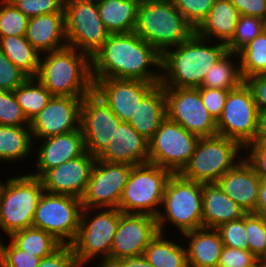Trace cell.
<instances>
[{"label": "cell", "instance_id": "58", "mask_svg": "<svg viewBox=\"0 0 266 267\" xmlns=\"http://www.w3.org/2000/svg\"><path fill=\"white\" fill-rule=\"evenodd\" d=\"M74 267H84V264L77 263ZM97 267H101V266H97Z\"/></svg>", "mask_w": 266, "mask_h": 267}, {"label": "cell", "instance_id": "12", "mask_svg": "<svg viewBox=\"0 0 266 267\" xmlns=\"http://www.w3.org/2000/svg\"><path fill=\"white\" fill-rule=\"evenodd\" d=\"M258 115L259 110L251 90L243 82L229 91L222 114L217 120V134L235 140L245 148L255 137Z\"/></svg>", "mask_w": 266, "mask_h": 267}, {"label": "cell", "instance_id": "10", "mask_svg": "<svg viewBox=\"0 0 266 267\" xmlns=\"http://www.w3.org/2000/svg\"><path fill=\"white\" fill-rule=\"evenodd\" d=\"M82 209L77 197L44 191L32 227L52 234L62 244H71L78 233Z\"/></svg>", "mask_w": 266, "mask_h": 267}, {"label": "cell", "instance_id": "55", "mask_svg": "<svg viewBox=\"0 0 266 267\" xmlns=\"http://www.w3.org/2000/svg\"><path fill=\"white\" fill-rule=\"evenodd\" d=\"M244 267H265V266H264V261L262 259L257 258L253 263Z\"/></svg>", "mask_w": 266, "mask_h": 267}, {"label": "cell", "instance_id": "15", "mask_svg": "<svg viewBox=\"0 0 266 267\" xmlns=\"http://www.w3.org/2000/svg\"><path fill=\"white\" fill-rule=\"evenodd\" d=\"M133 165L95 161L86 190L83 208H118Z\"/></svg>", "mask_w": 266, "mask_h": 267}, {"label": "cell", "instance_id": "5", "mask_svg": "<svg viewBox=\"0 0 266 267\" xmlns=\"http://www.w3.org/2000/svg\"><path fill=\"white\" fill-rule=\"evenodd\" d=\"M161 208L156 217L159 233L165 234L168 223L174 225L180 235L201 228L202 183L172 173L165 186Z\"/></svg>", "mask_w": 266, "mask_h": 267}, {"label": "cell", "instance_id": "51", "mask_svg": "<svg viewBox=\"0 0 266 267\" xmlns=\"http://www.w3.org/2000/svg\"><path fill=\"white\" fill-rule=\"evenodd\" d=\"M240 15L263 17L266 10V0H230Z\"/></svg>", "mask_w": 266, "mask_h": 267}, {"label": "cell", "instance_id": "44", "mask_svg": "<svg viewBox=\"0 0 266 267\" xmlns=\"http://www.w3.org/2000/svg\"><path fill=\"white\" fill-rule=\"evenodd\" d=\"M28 18L64 12V0H9Z\"/></svg>", "mask_w": 266, "mask_h": 267}, {"label": "cell", "instance_id": "36", "mask_svg": "<svg viewBox=\"0 0 266 267\" xmlns=\"http://www.w3.org/2000/svg\"><path fill=\"white\" fill-rule=\"evenodd\" d=\"M243 79L266 73V30L238 52Z\"/></svg>", "mask_w": 266, "mask_h": 267}, {"label": "cell", "instance_id": "1", "mask_svg": "<svg viewBox=\"0 0 266 267\" xmlns=\"http://www.w3.org/2000/svg\"><path fill=\"white\" fill-rule=\"evenodd\" d=\"M161 62L162 55L135 32L110 34L91 56L92 79L93 82L116 78L160 84Z\"/></svg>", "mask_w": 266, "mask_h": 267}, {"label": "cell", "instance_id": "56", "mask_svg": "<svg viewBox=\"0 0 266 267\" xmlns=\"http://www.w3.org/2000/svg\"><path fill=\"white\" fill-rule=\"evenodd\" d=\"M83 1L91 2V3H93V4L98 5V4L102 3V2L105 1V0H83Z\"/></svg>", "mask_w": 266, "mask_h": 267}, {"label": "cell", "instance_id": "33", "mask_svg": "<svg viewBox=\"0 0 266 267\" xmlns=\"http://www.w3.org/2000/svg\"><path fill=\"white\" fill-rule=\"evenodd\" d=\"M0 48L28 77L37 76L40 53L29 43L25 35L0 37Z\"/></svg>", "mask_w": 266, "mask_h": 267}, {"label": "cell", "instance_id": "41", "mask_svg": "<svg viewBox=\"0 0 266 267\" xmlns=\"http://www.w3.org/2000/svg\"><path fill=\"white\" fill-rule=\"evenodd\" d=\"M0 125L29 126L13 91L0 90Z\"/></svg>", "mask_w": 266, "mask_h": 267}, {"label": "cell", "instance_id": "39", "mask_svg": "<svg viewBox=\"0 0 266 267\" xmlns=\"http://www.w3.org/2000/svg\"><path fill=\"white\" fill-rule=\"evenodd\" d=\"M263 30L261 18L240 15L233 38L226 44L227 51L238 53Z\"/></svg>", "mask_w": 266, "mask_h": 267}, {"label": "cell", "instance_id": "34", "mask_svg": "<svg viewBox=\"0 0 266 267\" xmlns=\"http://www.w3.org/2000/svg\"><path fill=\"white\" fill-rule=\"evenodd\" d=\"M7 238L19 249L40 258L52 254L62 245L52 234L35 227L15 231Z\"/></svg>", "mask_w": 266, "mask_h": 267}, {"label": "cell", "instance_id": "38", "mask_svg": "<svg viewBox=\"0 0 266 267\" xmlns=\"http://www.w3.org/2000/svg\"><path fill=\"white\" fill-rule=\"evenodd\" d=\"M29 18L9 0H0V37L26 35Z\"/></svg>", "mask_w": 266, "mask_h": 267}, {"label": "cell", "instance_id": "26", "mask_svg": "<svg viewBox=\"0 0 266 267\" xmlns=\"http://www.w3.org/2000/svg\"><path fill=\"white\" fill-rule=\"evenodd\" d=\"M188 267H217L224 244L216 228L201 227L182 234Z\"/></svg>", "mask_w": 266, "mask_h": 267}, {"label": "cell", "instance_id": "4", "mask_svg": "<svg viewBox=\"0 0 266 267\" xmlns=\"http://www.w3.org/2000/svg\"><path fill=\"white\" fill-rule=\"evenodd\" d=\"M134 32L162 55L188 40L195 28L176 9L172 0H141Z\"/></svg>", "mask_w": 266, "mask_h": 267}, {"label": "cell", "instance_id": "23", "mask_svg": "<svg viewBox=\"0 0 266 267\" xmlns=\"http://www.w3.org/2000/svg\"><path fill=\"white\" fill-rule=\"evenodd\" d=\"M217 183L246 213H256L260 177L245 157L225 172Z\"/></svg>", "mask_w": 266, "mask_h": 267}, {"label": "cell", "instance_id": "30", "mask_svg": "<svg viewBox=\"0 0 266 267\" xmlns=\"http://www.w3.org/2000/svg\"><path fill=\"white\" fill-rule=\"evenodd\" d=\"M35 145L30 126L0 125V162L24 161L32 156Z\"/></svg>", "mask_w": 266, "mask_h": 267}, {"label": "cell", "instance_id": "21", "mask_svg": "<svg viewBox=\"0 0 266 267\" xmlns=\"http://www.w3.org/2000/svg\"><path fill=\"white\" fill-rule=\"evenodd\" d=\"M108 163H127L133 166L149 163L148 140L128 122H120L111 141L96 157Z\"/></svg>", "mask_w": 266, "mask_h": 267}, {"label": "cell", "instance_id": "46", "mask_svg": "<svg viewBox=\"0 0 266 267\" xmlns=\"http://www.w3.org/2000/svg\"><path fill=\"white\" fill-rule=\"evenodd\" d=\"M230 90L199 87V92L209 114L217 121L221 116Z\"/></svg>", "mask_w": 266, "mask_h": 267}, {"label": "cell", "instance_id": "18", "mask_svg": "<svg viewBox=\"0 0 266 267\" xmlns=\"http://www.w3.org/2000/svg\"><path fill=\"white\" fill-rule=\"evenodd\" d=\"M157 233L156 217L120 211L119 225L110 248V263L143 254Z\"/></svg>", "mask_w": 266, "mask_h": 267}, {"label": "cell", "instance_id": "24", "mask_svg": "<svg viewBox=\"0 0 266 267\" xmlns=\"http://www.w3.org/2000/svg\"><path fill=\"white\" fill-rule=\"evenodd\" d=\"M25 36L40 54L67 47L64 12L29 18Z\"/></svg>", "mask_w": 266, "mask_h": 267}, {"label": "cell", "instance_id": "50", "mask_svg": "<svg viewBox=\"0 0 266 267\" xmlns=\"http://www.w3.org/2000/svg\"><path fill=\"white\" fill-rule=\"evenodd\" d=\"M244 82L251 90L259 112L266 111V73L250 76L244 79Z\"/></svg>", "mask_w": 266, "mask_h": 267}, {"label": "cell", "instance_id": "19", "mask_svg": "<svg viewBox=\"0 0 266 267\" xmlns=\"http://www.w3.org/2000/svg\"><path fill=\"white\" fill-rule=\"evenodd\" d=\"M157 85L141 80L105 78L94 82L99 95L121 122H129L141 100Z\"/></svg>", "mask_w": 266, "mask_h": 267}, {"label": "cell", "instance_id": "16", "mask_svg": "<svg viewBox=\"0 0 266 267\" xmlns=\"http://www.w3.org/2000/svg\"><path fill=\"white\" fill-rule=\"evenodd\" d=\"M121 121L94 91L82 99L80 128L85 150L97 157L113 137Z\"/></svg>", "mask_w": 266, "mask_h": 267}, {"label": "cell", "instance_id": "13", "mask_svg": "<svg viewBox=\"0 0 266 267\" xmlns=\"http://www.w3.org/2000/svg\"><path fill=\"white\" fill-rule=\"evenodd\" d=\"M199 140L167 117L148 141L149 163L179 173L188 163Z\"/></svg>", "mask_w": 266, "mask_h": 267}, {"label": "cell", "instance_id": "7", "mask_svg": "<svg viewBox=\"0 0 266 267\" xmlns=\"http://www.w3.org/2000/svg\"><path fill=\"white\" fill-rule=\"evenodd\" d=\"M0 181V229L9 237L32 227L38 201L44 192L41 180L27 174Z\"/></svg>", "mask_w": 266, "mask_h": 267}, {"label": "cell", "instance_id": "49", "mask_svg": "<svg viewBox=\"0 0 266 267\" xmlns=\"http://www.w3.org/2000/svg\"><path fill=\"white\" fill-rule=\"evenodd\" d=\"M243 154L254 167L256 174L260 178H266V143H250L244 148Z\"/></svg>", "mask_w": 266, "mask_h": 267}, {"label": "cell", "instance_id": "42", "mask_svg": "<svg viewBox=\"0 0 266 267\" xmlns=\"http://www.w3.org/2000/svg\"><path fill=\"white\" fill-rule=\"evenodd\" d=\"M216 229L224 246L235 249H248L245 215L238 220L220 224Z\"/></svg>", "mask_w": 266, "mask_h": 267}, {"label": "cell", "instance_id": "31", "mask_svg": "<svg viewBox=\"0 0 266 267\" xmlns=\"http://www.w3.org/2000/svg\"><path fill=\"white\" fill-rule=\"evenodd\" d=\"M165 236L158 232L145 248L144 257L153 267H188L185 245Z\"/></svg>", "mask_w": 266, "mask_h": 267}, {"label": "cell", "instance_id": "20", "mask_svg": "<svg viewBox=\"0 0 266 267\" xmlns=\"http://www.w3.org/2000/svg\"><path fill=\"white\" fill-rule=\"evenodd\" d=\"M96 157L85 151L79 157L45 171L39 179L44 191L82 198Z\"/></svg>", "mask_w": 266, "mask_h": 267}, {"label": "cell", "instance_id": "22", "mask_svg": "<svg viewBox=\"0 0 266 267\" xmlns=\"http://www.w3.org/2000/svg\"><path fill=\"white\" fill-rule=\"evenodd\" d=\"M35 151L37 166L30 175L39 178L45 171L75 159L86 151L82 131L74 130L42 139Z\"/></svg>", "mask_w": 266, "mask_h": 267}, {"label": "cell", "instance_id": "40", "mask_svg": "<svg viewBox=\"0 0 266 267\" xmlns=\"http://www.w3.org/2000/svg\"><path fill=\"white\" fill-rule=\"evenodd\" d=\"M41 259L19 249L11 240L8 244L0 241V267H37Z\"/></svg>", "mask_w": 266, "mask_h": 267}, {"label": "cell", "instance_id": "11", "mask_svg": "<svg viewBox=\"0 0 266 267\" xmlns=\"http://www.w3.org/2000/svg\"><path fill=\"white\" fill-rule=\"evenodd\" d=\"M64 14L67 46L91 57L110 35L99 16L98 5L64 0Z\"/></svg>", "mask_w": 266, "mask_h": 267}, {"label": "cell", "instance_id": "17", "mask_svg": "<svg viewBox=\"0 0 266 267\" xmlns=\"http://www.w3.org/2000/svg\"><path fill=\"white\" fill-rule=\"evenodd\" d=\"M79 97L52 96L48 104L29 122L33 142L81 130V104Z\"/></svg>", "mask_w": 266, "mask_h": 267}, {"label": "cell", "instance_id": "14", "mask_svg": "<svg viewBox=\"0 0 266 267\" xmlns=\"http://www.w3.org/2000/svg\"><path fill=\"white\" fill-rule=\"evenodd\" d=\"M164 92L168 119L199 138L217 135V121L203 104L199 88H164Z\"/></svg>", "mask_w": 266, "mask_h": 267}, {"label": "cell", "instance_id": "32", "mask_svg": "<svg viewBox=\"0 0 266 267\" xmlns=\"http://www.w3.org/2000/svg\"><path fill=\"white\" fill-rule=\"evenodd\" d=\"M243 82L244 79L241 74L238 53L227 51L216 64L208 70L200 87L232 90L240 86Z\"/></svg>", "mask_w": 266, "mask_h": 267}, {"label": "cell", "instance_id": "3", "mask_svg": "<svg viewBox=\"0 0 266 267\" xmlns=\"http://www.w3.org/2000/svg\"><path fill=\"white\" fill-rule=\"evenodd\" d=\"M36 78L52 96L84 98L94 91L91 57L68 46L40 54Z\"/></svg>", "mask_w": 266, "mask_h": 267}, {"label": "cell", "instance_id": "27", "mask_svg": "<svg viewBox=\"0 0 266 267\" xmlns=\"http://www.w3.org/2000/svg\"><path fill=\"white\" fill-rule=\"evenodd\" d=\"M239 17V11L230 0H216L195 33L201 38L226 45L233 38Z\"/></svg>", "mask_w": 266, "mask_h": 267}, {"label": "cell", "instance_id": "37", "mask_svg": "<svg viewBox=\"0 0 266 267\" xmlns=\"http://www.w3.org/2000/svg\"><path fill=\"white\" fill-rule=\"evenodd\" d=\"M248 249L259 259L266 255V216L254 212L245 214Z\"/></svg>", "mask_w": 266, "mask_h": 267}, {"label": "cell", "instance_id": "52", "mask_svg": "<svg viewBox=\"0 0 266 267\" xmlns=\"http://www.w3.org/2000/svg\"><path fill=\"white\" fill-rule=\"evenodd\" d=\"M107 267H153L143 254L122 258L111 262Z\"/></svg>", "mask_w": 266, "mask_h": 267}, {"label": "cell", "instance_id": "53", "mask_svg": "<svg viewBox=\"0 0 266 267\" xmlns=\"http://www.w3.org/2000/svg\"><path fill=\"white\" fill-rule=\"evenodd\" d=\"M252 143H266V111L259 112L257 130Z\"/></svg>", "mask_w": 266, "mask_h": 267}, {"label": "cell", "instance_id": "29", "mask_svg": "<svg viewBox=\"0 0 266 267\" xmlns=\"http://www.w3.org/2000/svg\"><path fill=\"white\" fill-rule=\"evenodd\" d=\"M141 0H105L98 4L99 16L110 34L134 32Z\"/></svg>", "mask_w": 266, "mask_h": 267}, {"label": "cell", "instance_id": "57", "mask_svg": "<svg viewBox=\"0 0 266 267\" xmlns=\"http://www.w3.org/2000/svg\"><path fill=\"white\" fill-rule=\"evenodd\" d=\"M262 23H263L264 30H266V10H265V13H264V15L262 17Z\"/></svg>", "mask_w": 266, "mask_h": 267}, {"label": "cell", "instance_id": "43", "mask_svg": "<svg viewBox=\"0 0 266 267\" xmlns=\"http://www.w3.org/2000/svg\"><path fill=\"white\" fill-rule=\"evenodd\" d=\"M176 9L196 29L207 17L216 0H172Z\"/></svg>", "mask_w": 266, "mask_h": 267}, {"label": "cell", "instance_id": "8", "mask_svg": "<svg viewBox=\"0 0 266 267\" xmlns=\"http://www.w3.org/2000/svg\"><path fill=\"white\" fill-rule=\"evenodd\" d=\"M240 151L244 148L230 138L218 134L200 137L194 153L179 174L200 183L217 182L243 158Z\"/></svg>", "mask_w": 266, "mask_h": 267}, {"label": "cell", "instance_id": "28", "mask_svg": "<svg viewBox=\"0 0 266 267\" xmlns=\"http://www.w3.org/2000/svg\"><path fill=\"white\" fill-rule=\"evenodd\" d=\"M166 117L164 87L157 84L138 104L128 123L149 141Z\"/></svg>", "mask_w": 266, "mask_h": 267}, {"label": "cell", "instance_id": "45", "mask_svg": "<svg viewBox=\"0 0 266 267\" xmlns=\"http://www.w3.org/2000/svg\"><path fill=\"white\" fill-rule=\"evenodd\" d=\"M29 77L16 67L0 48V90L14 91Z\"/></svg>", "mask_w": 266, "mask_h": 267}, {"label": "cell", "instance_id": "25", "mask_svg": "<svg viewBox=\"0 0 266 267\" xmlns=\"http://www.w3.org/2000/svg\"><path fill=\"white\" fill-rule=\"evenodd\" d=\"M202 227L217 228L220 224L238 220L246 212L226 193L217 182L202 183Z\"/></svg>", "mask_w": 266, "mask_h": 267}, {"label": "cell", "instance_id": "2", "mask_svg": "<svg viewBox=\"0 0 266 267\" xmlns=\"http://www.w3.org/2000/svg\"><path fill=\"white\" fill-rule=\"evenodd\" d=\"M199 37L188 40L162 54L161 82L164 88H199L212 66L227 52L223 43Z\"/></svg>", "mask_w": 266, "mask_h": 267}, {"label": "cell", "instance_id": "48", "mask_svg": "<svg viewBox=\"0 0 266 267\" xmlns=\"http://www.w3.org/2000/svg\"><path fill=\"white\" fill-rule=\"evenodd\" d=\"M77 263L71 244H62L52 254L43 257L37 267H74Z\"/></svg>", "mask_w": 266, "mask_h": 267}, {"label": "cell", "instance_id": "9", "mask_svg": "<svg viewBox=\"0 0 266 267\" xmlns=\"http://www.w3.org/2000/svg\"><path fill=\"white\" fill-rule=\"evenodd\" d=\"M171 175L170 170L151 163L133 166L118 209L123 213L157 217L161 210L165 186Z\"/></svg>", "mask_w": 266, "mask_h": 267}, {"label": "cell", "instance_id": "35", "mask_svg": "<svg viewBox=\"0 0 266 267\" xmlns=\"http://www.w3.org/2000/svg\"><path fill=\"white\" fill-rule=\"evenodd\" d=\"M17 103L30 122L49 102L52 94L37 80L29 77L14 91Z\"/></svg>", "mask_w": 266, "mask_h": 267}, {"label": "cell", "instance_id": "54", "mask_svg": "<svg viewBox=\"0 0 266 267\" xmlns=\"http://www.w3.org/2000/svg\"><path fill=\"white\" fill-rule=\"evenodd\" d=\"M256 213L266 216V178H260Z\"/></svg>", "mask_w": 266, "mask_h": 267}, {"label": "cell", "instance_id": "47", "mask_svg": "<svg viewBox=\"0 0 266 267\" xmlns=\"http://www.w3.org/2000/svg\"><path fill=\"white\" fill-rule=\"evenodd\" d=\"M257 258L249 249H235L224 246L217 267H244Z\"/></svg>", "mask_w": 266, "mask_h": 267}, {"label": "cell", "instance_id": "6", "mask_svg": "<svg viewBox=\"0 0 266 267\" xmlns=\"http://www.w3.org/2000/svg\"><path fill=\"white\" fill-rule=\"evenodd\" d=\"M119 220L118 208L82 209L78 233L71 243L78 263L87 267L86 264L91 263L89 261L99 258V266L107 267L110 264V248Z\"/></svg>", "mask_w": 266, "mask_h": 267}]
</instances>
